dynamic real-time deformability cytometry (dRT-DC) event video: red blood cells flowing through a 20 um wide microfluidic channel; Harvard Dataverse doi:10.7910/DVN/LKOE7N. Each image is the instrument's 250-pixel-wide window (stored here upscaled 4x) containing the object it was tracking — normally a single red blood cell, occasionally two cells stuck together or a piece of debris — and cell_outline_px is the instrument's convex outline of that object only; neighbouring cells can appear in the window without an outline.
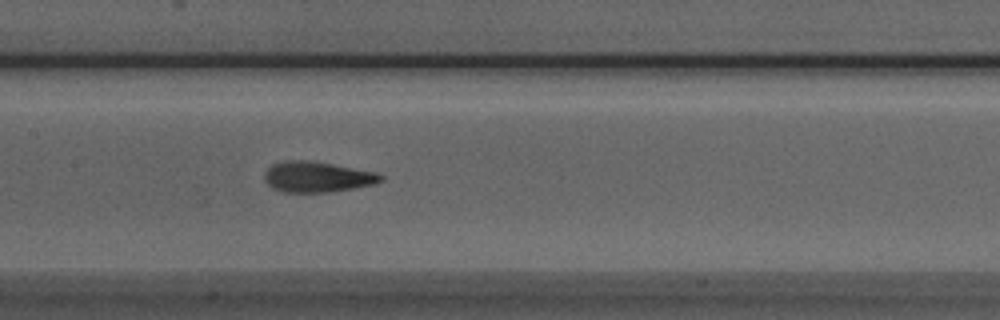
{"species": "Egyptian fruit bat (a non-hibernating species)", "species_latin": "Rousettus aegyptiacus", "temperature_condition": "room temperature", "stored_images_in_passage": 27, "camera_frame_rate_fps": 3000, "um_per_image_px": 0.085, "animal": {"sex": "male"}, "frame": {"image": 1, "passage_image": 9, "time_ms": 2.667, "image_size_px": [1000, 320], "cell_outline_px": [[384, 180], [376, 184], [328, 192], [284, 192], [272, 188], [264, 180], [264, 172], [272, 164], [284, 160], [308, 160], [332, 164], [376, 172], [384, 176]], "centroid_in_image_um": [26.95, 15.03], "position_along_channel_um": 180.5, "area_um2": 20.81}}
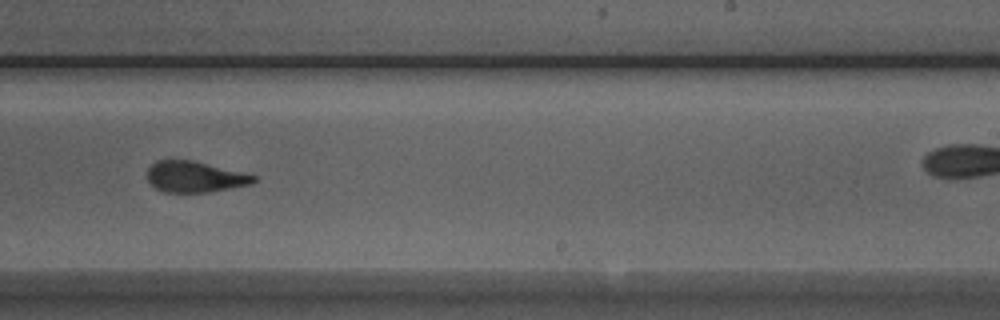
{"frame": {"image": 2, "passage_image": 16, "time_ms": 5.0, "image_size_px": [1000, 320], "cell_outline_px": [[260, 176], [252, 184], [208, 192], [164, 192], [156, 188], [148, 180], [148, 168], [156, 160], [192, 160]], "centroid_in_image_um": [16.6, 15.02], "position_along_channel_um": 272.4, "area_um2": 19.19}}
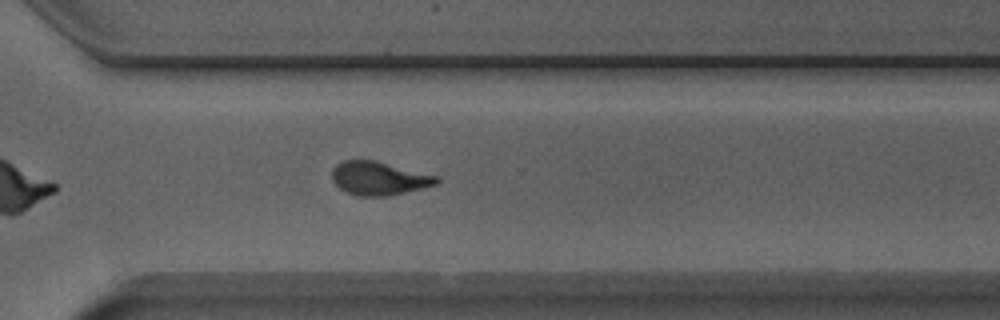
{"frame": {"image": 3, "passage_image": 21, "time_ms": 6.667, "image_size_px": [1000, 320], "cell_outline_px": [[440, 180], [436, 184], [424, 188], [388, 196], [356, 196], [344, 192], [332, 180], [332, 168], [336, 164], [344, 160], [372, 160], [436, 176]], "centroid_in_image_um": [32.15, 15.18], "position_along_channel_um": 338.4, "area_um2": 20.23}}